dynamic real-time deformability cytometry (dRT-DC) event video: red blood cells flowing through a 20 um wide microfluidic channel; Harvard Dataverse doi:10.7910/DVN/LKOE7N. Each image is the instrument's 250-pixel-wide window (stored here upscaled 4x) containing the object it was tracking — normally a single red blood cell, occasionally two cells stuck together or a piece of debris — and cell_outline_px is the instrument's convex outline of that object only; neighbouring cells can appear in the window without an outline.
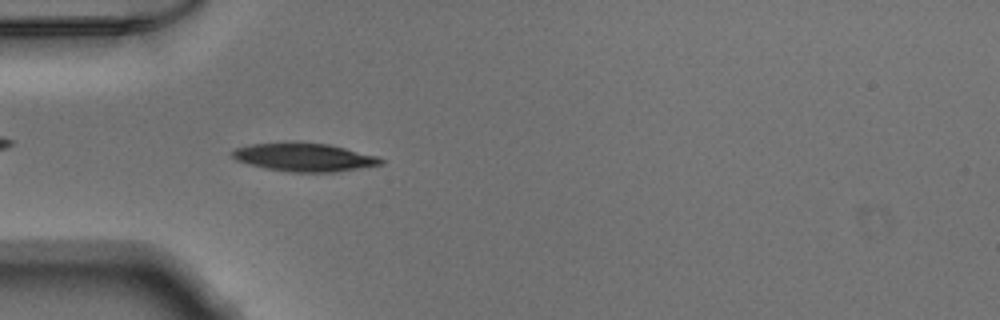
{"species": "Egyptian fruit bat (a non-hibernating species)", "species_latin": "Rousettus aegyptiacus", "temperature_condition": "warm", "stored_images_in_passage": 50, "camera_frame_rate_fps": 3000, "um_per_image_px": 0.085, "animal": {"sex": "male"}, "frame": {"image": 1, "passage_image": 15, "time_ms": 4.667, "image_size_px": [1000, 320], "cell_outline_px": [[384, 164], [336, 172], [288, 172], [264, 168], [248, 164], [236, 160], [232, 156], [232, 152], [236, 148], [252, 144], [328, 144], [376, 156], [384, 160]], "centroid_in_image_um": [25.88, 13.41], "position_along_channel_um": 59.1, "area_um2": 23.76}}
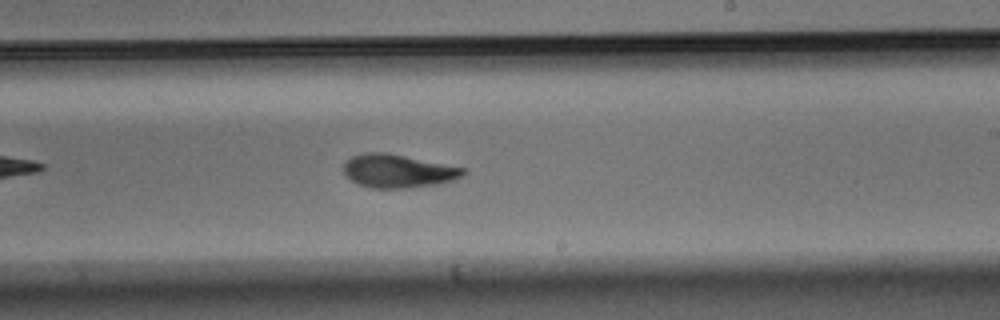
{"frame": {"image": 2, "passage_image": 30, "time_ms": 9.667, "image_size_px": [1000, 320], "cell_outline_px": [[468, 172], [452, 180], [440, 184], [408, 188], [372, 188], [360, 184], [352, 180], [344, 172], [344, 164], [352, 156], [364, 152], [388, 152], [464, 168]], "centroid_in_image_um": [33.84, 14.53], "position_along_channel_um": 255.2, "area_um2": 23.12}}
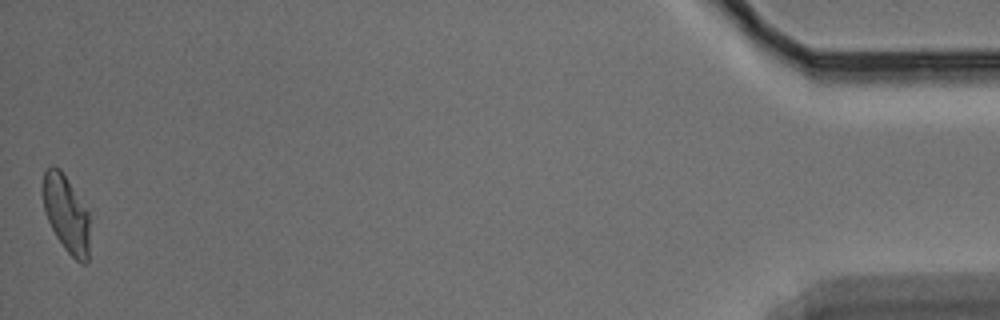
{"frame": {"image": 3, "passage_image": 50, "time_ms": 16.333, "image_size_px": [1000, 320], "cell_outline_px": [[88, 260], [84, 264], [80, 264], [64, 248], [56, 236], [44, 212], [40, 188], [44, 172], [52, 164], [60, 168], [88, 212]], "centroid_in_image_um": [5.57, 18.13], "position_along_channel_um": 429.6, "area_um2": 21.04}}